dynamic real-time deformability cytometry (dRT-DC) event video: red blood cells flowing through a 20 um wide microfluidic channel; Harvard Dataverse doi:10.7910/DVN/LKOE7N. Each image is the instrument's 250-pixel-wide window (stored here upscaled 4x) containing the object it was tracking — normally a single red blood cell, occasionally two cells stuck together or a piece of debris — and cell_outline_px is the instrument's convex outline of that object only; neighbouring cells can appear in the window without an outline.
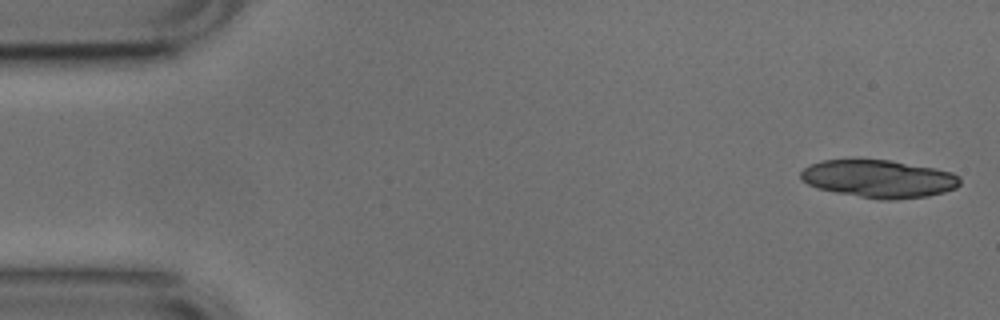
{"species": "common noctule bat (a hibernating species)", "species_latin": "Nyctalus noctula", "temperature_condition": "cold", "stored_images_in_passage": 14, "camera_frame_rate_fps": 3000, "um_per_image_px": 0.085, "animal": {"sex": "male", "body_mass_g": 17.9, "forearm_length_mm": 54.2}, "frame": {"image": 1, "passage_image": 1, "time_ms": 0.0, "image_size_px": [1000, 320], "cell_outline_px": [[960, 184], [956, 188], [944, 192], [928, 196], [896, 200], [880, 200], [836, 192], [820, 188], [808, 184], [800, 176], [800, 172], [804, 168], [812, 164], [824, 160], [888, 160], [936, 168], [952, 172], [960, 176]], "centroid_in_image_um": [74.76, 15.2], "position_along_channel_um": 10.2, "area_um2": 34.85}}